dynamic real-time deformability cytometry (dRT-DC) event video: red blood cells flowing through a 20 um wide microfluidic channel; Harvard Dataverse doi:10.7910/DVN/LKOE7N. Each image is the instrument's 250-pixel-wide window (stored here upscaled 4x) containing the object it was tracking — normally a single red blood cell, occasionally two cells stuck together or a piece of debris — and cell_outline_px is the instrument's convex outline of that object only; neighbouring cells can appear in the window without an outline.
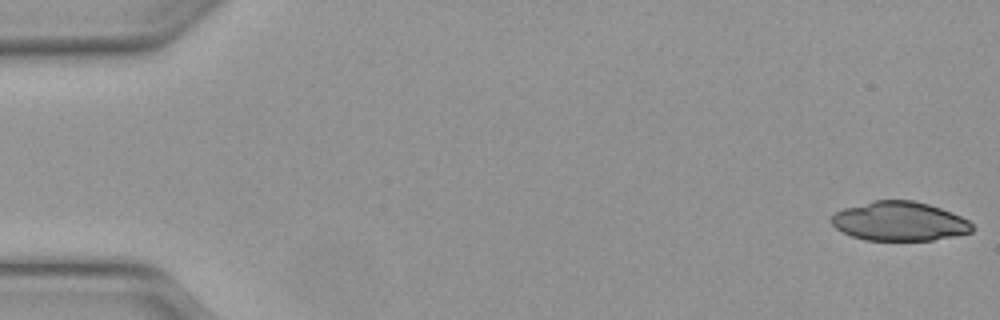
{"species": "Egyptian fruit bat (a non-hibernating species)", "species_latin": "Rousettus aegyptiacus", "temperature_condition": "warm", "stored_images_in_passage": 49, "camera_frame_rate_fps": 3000, "um_per_image_px": 0.085, "animal": {"sex": "female"}, "frame": {"image": 1, "passage_image": 1, "time_ms": 0.0, "image_size_px": [1000, 320], "cell_outline_px": [[976, 228], [972, 232], [932, 240], [864, 240], [852, 236], [836, 228], [828, 220], [836, 212], [844, 208], [872, 200], [912, 200], [928, 204], [952, 212], [968, 220]], "centroid_in_image_um": [76.45, 18.8], "position_along_channel_um": 8.6, "area_um2": 32.14}}